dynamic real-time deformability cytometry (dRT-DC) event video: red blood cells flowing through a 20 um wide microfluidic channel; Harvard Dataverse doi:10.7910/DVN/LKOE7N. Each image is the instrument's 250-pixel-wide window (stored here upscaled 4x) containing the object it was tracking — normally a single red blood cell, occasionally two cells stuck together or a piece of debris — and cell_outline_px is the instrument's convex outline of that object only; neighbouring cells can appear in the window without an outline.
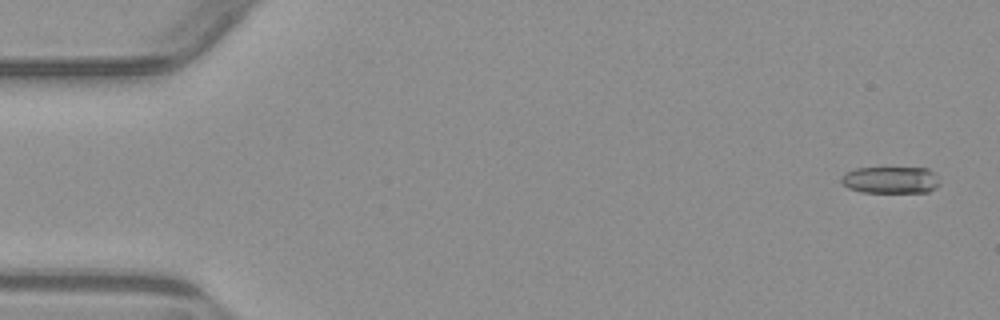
{"species": "common noctule bat (a hibernating species)", "species_latin": "Nyctalus noctula", "temperature_condition": "warm", "stored_images_in_passage": 5, "camera_frame_rate_fps": 3000, "um_per_image_px": 0.085, "animal": {"sex": "male", "body_mass_g": 23.1, "forearm_length_mm": 52.7}, "frame": {"image": 1, "passage_image": 1, "time_ms": 0.0, "image_size_px": [1000, 320], "cell_outline_px": [[940, 184], [936, 188], [928, 192], [860, 192], [848, 188], [840, 180], [840, 176], [856, 168], [928, 168], [940, 180]], "centroid_in_image_um": [75.71, 15.3], "position_along_channel_um": 9.3, "area_um2": 15.43}}
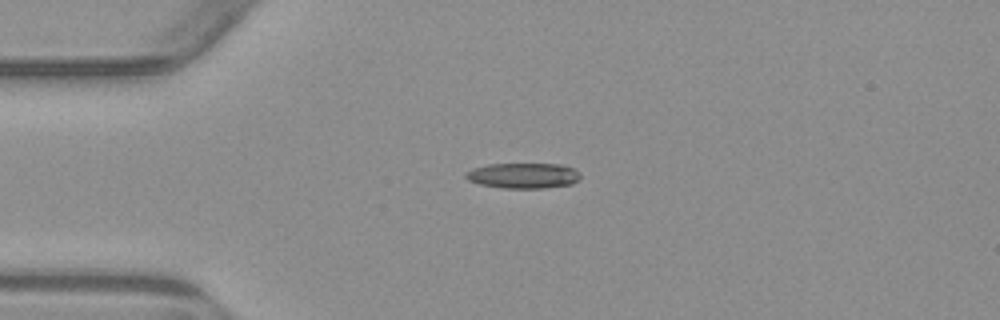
{"frame": {"image": 2, "passage_image": 4, "time_ms": 3.667, "image_size_px": [1000, 320], "cell_outline_px": [[580, 176], [572, 184], [544, 188], [500, 188], [480, 184], [468, 180], [464, 176], [464, 172], [472, 168], [488, 164], [560, 164], [572, 168], [580, 172]], "centroid_in_image_um": [44.43, 14.92], "position_along_channel_um": 40.6, "area_um2": 17.05}}